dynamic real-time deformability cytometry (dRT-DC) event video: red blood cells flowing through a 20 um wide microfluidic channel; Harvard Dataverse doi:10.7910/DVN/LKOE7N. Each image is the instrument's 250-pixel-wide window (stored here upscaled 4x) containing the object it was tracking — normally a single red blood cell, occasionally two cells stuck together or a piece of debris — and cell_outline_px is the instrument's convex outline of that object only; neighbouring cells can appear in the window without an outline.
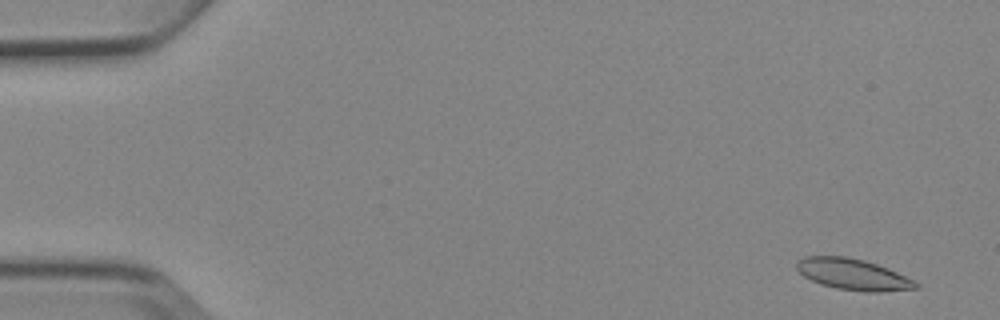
{"species": "Egyptian fruit bat (a non-hibernating species)", "species_latin": "Rousettus aegyptiacus", "temperature_condition": "cold", "stored_images_in_passage": 5, "camera_frame_rate_fps": 3000, "um_per_image_px": 0.085, "animal": {"sex": "female"}, "frame": {"image": 1, "passage_image": 1, "time_ms": 0.0, "image_size_px": [1000, 320], "cell_outline_px": [[920, 288], [884, 292], [864, 292], [836, 288], [820, 284], [804, 276], [796, 268], [796, 264], [804, 256], [844, 256], [864, 260], [888, 268], [920, 284]], "centroid_in_image_um": [72.52, 23.33], "position_along_channel_um": 12.5, "area_um2": 21.56}}